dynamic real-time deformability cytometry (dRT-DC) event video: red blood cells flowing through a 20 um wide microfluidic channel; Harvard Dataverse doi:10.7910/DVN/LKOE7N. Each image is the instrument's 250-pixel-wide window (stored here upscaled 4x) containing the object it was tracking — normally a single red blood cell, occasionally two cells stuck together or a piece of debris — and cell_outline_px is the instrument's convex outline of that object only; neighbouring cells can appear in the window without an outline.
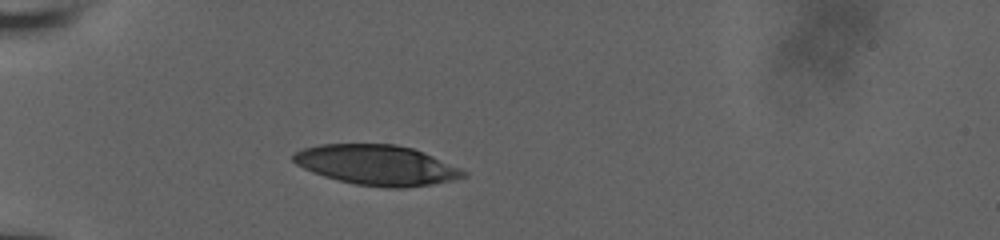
{"species": "human", "species_latin": "Homo sapiens", "temperature_condition": "room temperature", "stored_images_in_passage": 33, "camera_frame_rate_fps": 3000, "um_per_image_px": 0.085, "donor": {"sex": "male"}, "frame": {"image": 1, "passage_image": 1, "time_ms": 0.0, "image_size_px": [1000, 240], "cell_outline_px": [[468, 176], [452, 180], [432, 184], [404, 188], [388, 188], [356, 184], [324, 176], [312, 172], [296, 164], [292, 160], [292, 156], [296, 152], [304, 148], [320, 144], [396, 144], [412, 148], [432, 156], [460, 168], [468, 172]], "centroid_in_image_um": [32.04, 14.03], "position_along_channel_um": 53.0, "area_um2": 39.54}}
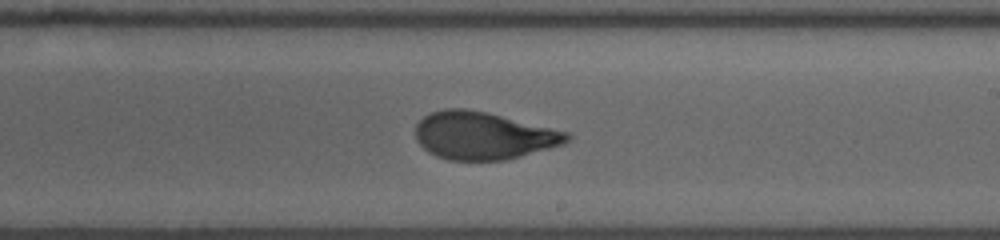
{"frame": {"image": 2, "passage_image": 18, "time_ms": 5.667, "image_size_px": [1000, 240], "cell_outline_px": [[572, 136], [564, 144], [520, 156], [504, 160], [448, 160], [436, 156], [428, 152], [416, 140], [416, 124], [424, 116], [432, 112], [444, 108], [464, 108], [488, 112], [568, 132]], "centroid_in_image_um": [41.06, 11.52], "position_along_channel_um": 247.9, "area_um2": 41.91}}
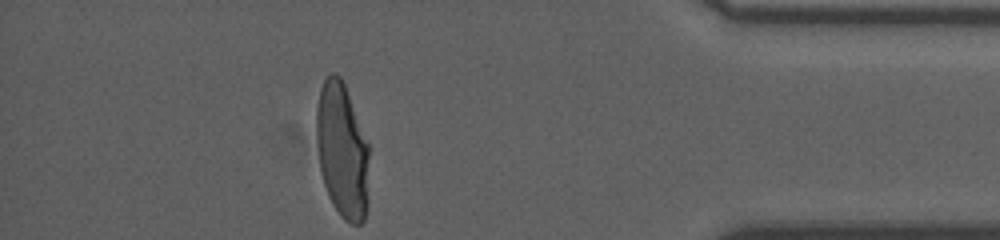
{"frame": {"image": 3, "passage_image": 33, "time_ms": 10.667, "image_size_px": [1000, 240], "cell_outline_px": [[368, 200], [364, 220], [360, 224], [352, 224], [344, 220], [340, 216], [332, 204], [328, 196], [320, 172], [316, 140], [316, 108], [320, 88], [324, 80], [332, 72], [336, 72], [340, 76], [344, 84], [368, 144]], "centroid_in_image_um": [29.07, 12.83], "position_along_channel_um": 406.1, "area_um2": 41.67}, "authors_computed_cell_mechanics": {"area_um2": 42.0784, "velocity_mm_per_s": 3.8468, "shape_relaxation_time_tau1_ms": 6.0773, "shape_relaxation_time_tau2_ms": 0.6815, "deformation_change_tau1": 0.2265, "deformation_change_tau2": 0.0688}}